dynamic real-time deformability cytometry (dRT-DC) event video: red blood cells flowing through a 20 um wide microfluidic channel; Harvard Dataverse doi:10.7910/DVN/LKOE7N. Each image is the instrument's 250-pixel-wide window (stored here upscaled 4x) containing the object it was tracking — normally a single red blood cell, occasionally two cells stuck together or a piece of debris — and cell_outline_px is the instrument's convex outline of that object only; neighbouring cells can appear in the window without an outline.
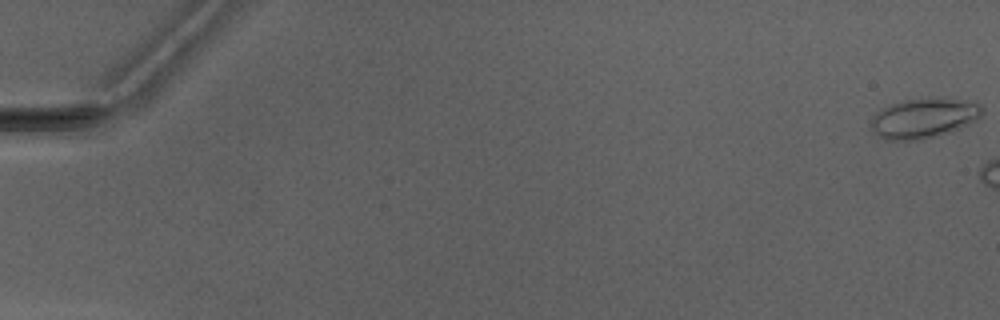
{"species": "Egyptian fruit bat (a non-hibernating species)", "species_latin": "Rousettus aegyptiacus", "temperature_condition": "warm", "stored_images_in_passage": 3, "camera_frame_rate_fps": 3000, "um_per_image_px": 0.085, "animal": {"sex": "male"}, "frame": {"image": 1, "passage_image": 1, "time_ms": 0.0, "image_size_px": [1000, 320], "cell_outline_px": [[984, 112], [976, 120], [960, 128], [948, 132], [932, 136], [912, 140], [888, 140], [880, 136], [872, 128], [872, 116], [880, 108], [904, 100], [956, 100], [980, 104], [984, 108]], "centroid_in_image_um": [78.5, 10.06], "position_along_channel_um": 6.5, "area_um2": 24.8}}